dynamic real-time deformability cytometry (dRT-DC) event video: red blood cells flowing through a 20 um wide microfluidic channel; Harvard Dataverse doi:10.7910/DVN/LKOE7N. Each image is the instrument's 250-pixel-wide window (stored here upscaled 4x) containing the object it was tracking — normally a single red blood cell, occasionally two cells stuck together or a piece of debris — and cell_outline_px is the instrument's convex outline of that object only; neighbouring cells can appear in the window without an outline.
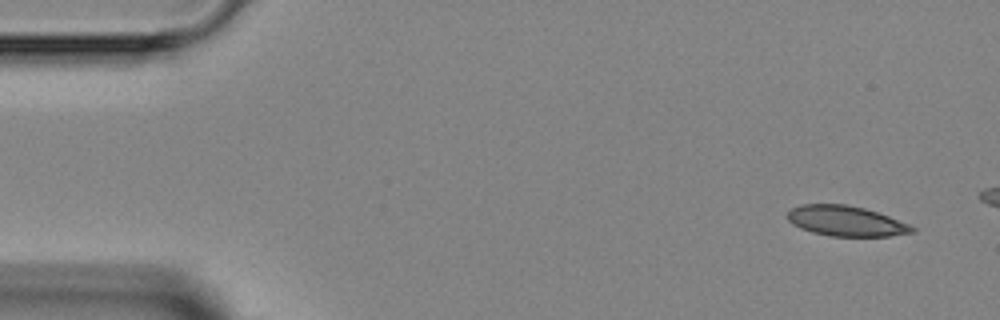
{"species": "Egyptian fruit bat (a non-hibernating species)", "species_latin": "Rousettus aegyptiacus", "temperature_condition": "room temperature", "stored_images_in_passage": 4, "camera_frame_rate_fps": 3000, "um_per_image_px": 0.085, "animal": {"sex": "female"}, "frame": {"image": 1, "passage_image": 1, "time_ms": 0.0, "image_size_px": [1000, 320], "cell_outline_px": [[916, 228], [912, 232], [888, 236], [832, 236], [812, 232], [800, 228], [792, 224], [788, 220], [788, 212], [792, 208], [800, 204], [844, 204], [864, 208], [888, 216], [908, 224]], "centroid_in_image_um": [71.86, 18.78], "position_along_channel_um": 13.1, "area_um2": 21.73}}